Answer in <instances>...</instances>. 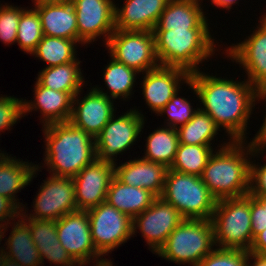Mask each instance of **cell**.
Masks as SVG:
<instances>
[{"instance_id": "1", "label": "cell", "mask_w": 266, "mask_h": 266, "mask_svg": "<svg viewBox=\"0 0 266 266\" xmlns=\"http://www.w3.org/2000/svg\"><path fill=\"white\" fill-rule=\"evenodd\" d=\"M243 80L239 82L199 70L190 74L186 83L197 101L201 102L199 109L207 113L219 128H223L231 141L249 138L247 125L256 105L255 87Z\"/></svg>"}, {"instance_id": "2", "label": "cell", "mask_w": 266, "mask_h": 266, "mask_svg": "<svg viewBox=\"0 0 266 266\" xmlns=\"http://www.w3.org/2000/svg\"><path fill=\"white\" fill-rule=\"evenodd\" d=\"M247 142L228 139L218 144L203 169L200 177L217 200L249 194L253 140Z\"/></svg>"}, {"instance_id": "3", "label": "cell", "mask_w": 266, "mask_h": 266, "mask_svg": "<svg viewBox=\"0 0 266 266\" xmlns=\"http://www.w3.org/2000/svg\"><path fill=\"white\" fill-rule=\"evenodd\" d=\"M44 134V162L49 174L76 176L96 159L95 139L69 121L42 127Z\"/></svg>"}, {"instance_id": "4", "label": "cell", "mask_w": 266, "mask_h": 266, "mask_svg": "<svg viewBox=\"0 0 266 266\" xmlns=\"http://www.w3.org/2000/svg\"><path fill=\"white\" fill-rule=\"evenodd\" d=\"M155 52L160 66L177 67L189 74L211 58L218 43L210 29L153 30ZM215 41V42H214Z\"/></svg>"}, {"instance_id": "5", "label": "cell", "mask_w": 266, "mask_h": 266, "mask_svg": "<svg viewBox=\"0 0 266 266\" xmlns=\"http://www.w3.org/2000/svg\"><path fill=\"white\" fill-rule=\"evenodd\" d=\"M215 246L211 220L184 219L156 254L176 264L197 266Z\"/></svg>"}, {"instance_id": "6", "label": "cell", "mask_w": 266, "mask_h": 266, "mask_svg": "<svg viewBox=\"0 0 266 266\" xmlns=\"http://www.w3.org/2000/svg\"><path fill=\"white\" fill-rule=\"evenodd\" d=\"M161 197L184 219L211 220L217 199L200 176L168 169Z\"/></svg>"}, {"instance_id": "7", "label": "cell", "mask_w": 266, "mask_h": 266, "mask_svg": "<svg viewBox=\"0 0 266 266\" xmlns=\"http://www.w3.org/2000/svg\"><path fill=\"white\" fill-rule=\"evenodd\" d=\"M250 194L217 200L211 222L218 248L249 251L253 242Z\"/></svg>"}, {"instance_id": "8", "label": "cell", "mask_w": 266, "mask_h": 266, "mask_svg": "<svg viewBox=\"0 0 266 266\" xmlns=\"http://www.w3.org/2000/svg\"><path fill=\"white\" fill-rule=\"evenodd\" d=\"M145 120L142 112L135 107L117 118L114 114L95 138L96 159L118 164L117 155H123L124 151L136 143L139 135L141 137Z\"/></svg>"}, {"instance_id": "9", "label": "cell", "mask_w": 266, "mask_h": 266, "mask_svg": "<svg viewBox=\"0 0 266 266\" xmlns=\"http://www.w3.org/2000/svg\"><path fill=\"white\" fill-rule=\"evenodd\" d=\"M104 45L108 48L109 56L139 73L160 66L152 31L114 30Z\"/></svg>"}, {"instance_id": "10", "label": "cell", "mask_w": 266, "mask_h": 266, "mask_svg": "<svg viewBox=\"0 0 266 266\" xmlns=\"http://www.w3.org/2000/svg\"><path fill=\"white\" fill-rule=\"evenodd\" d=\"M87 213L92 240L101 256H109L108 253L133 237L132 218L108 202H102Z\"/></svg>"}, {"instance_id": "11", "label": "cell", "mask_w": 266, "mask_h": 266, "mask_svg": "<svg viewBox=\"0 0 266 266\" xmlns=\"http://www.w3.org/2000/svg\"><path fill=\"white\" fill-rule=\"evenodd\" d=\"M43 182L34 198L33 210L29 214L24 205L20 217L56 221L67 213L77 211L73 178L50 174Z\"/></svg>"}, {"instance_id": "12", "label": "cell", "mask_w": 266, "mask_h": 266, "mask_svg": "<svg viewBox=\"0 0 266 266\" xmlns=\"http://www.w3.org/2000/svg\"><path fill=\"white\" fill-rule=\"evenodd\" d=\"M184 220L179 211L162 197H156L151 206L132 219L133 237L139 230L149 250L156 254L170 233Z\"/></svg>"}, {"instance_id": "13", "label": "cell", "mask_w": 266, "mask_h": 266, "mask_svg": "<svg viewBox=\"0 0 266 266\" xmlns=\"http://www.w3.org/2000/svg\"><path fill=\"white\" fill-rule=\"evenodd\" d=\"M259 19L258 26L248 38L224 48L225 52H222L225 58L245 69L246 80L255 88L266 82V13Z\"/></svg>"}, {"instance_id": "14", "label": "cell", "mask_w": 266, "mask_h": 266, "mask_svg": "<svg viewBox=\"0 0 266 266\" xmlns=\"http://www.w3.org/2000/svg\"><path fill=\"white\" fill-rule=\"evenodd\" d=\"M71 3L77 17L78 44L87 46L101 36L106 44L115 30L114 0H72Z\"/></svg>"}, {"instance_id": "15", "label": "cell", "mask_w": 266, "mask_h": 266, "mask_svg": "<svg viewBox=\"0 0 266 266\" xmlns=\"http://www.w3.org/2000/svg\"><path fill=\"white\" fill-rule=\"evenodd\" d=\"M56 230L62 247L78 265L101 257L92 240L87 211L65 214L56 220Z\"/></svg>"}, {"instance_id": "16", "label": "cell", "mask_w": 266, "mask_h": 266, "mask_svg": "<svg viewBox=\"0 0 266 266\" xmlns=\"http://www.w3.org/2000/svg\"><path fill=\"white\" fill-rule=\"evenodd\" d=\"M82 91L80 90L74 97L69 122L95 139L116 114L115 100L97 92L93 87L80 98Z\"/></svg>"}, {"instance_id": "17", "label": "cell", "mask_w": 266, "mask_h": 266, "mask_svg": "<svg viewBox=\"0 0 266 266\" xmlns=\"http://www.w3.org/2000/svg\"><path fill=\"white\" fill-rule=\"evenodd\" d=\"M114 165L95 159L73 177L77 210L87 211L106 201Z\"/></svg>"}, {"instance_id": "18", "label": "cell", "mask_w": 266, "mask_h": 266, "mask_svg": "<svg viewBox=\"0 0 266 266\" xmlns=\"http://www.w3.org/2000/svg\"><path fill=\"white\" fill-rule=\"evenodd\" d=\"M143 75L141 81L143 99L149 110L156 113L155 115L190 78V74L184 69L165 66H158Z\"/></svg>"}, {"instance_id": "19", "label": "cell", "mask_w": 266, "mask_h": 266, "mask_svg": "<svg viewBox=\"0 0 266 266\" xmlns=\"http://www.w3.org/2000/svg\"><path fill=\"white\" fill-rule=\"evenodd\" d=\"M33 92L34 101L23 100V117L32 111H40L39 120L43 123L42 126L69 121L73 100L77 93L52 90L41 86L37 81Z\"/></svg>"}, {"instance_id": "20", "label": "cell", "mask_w": 266, "mask_h": 266, "mask_svg": "<svg viewBox=\"0 0 266 266\" xmlns=\"http://www.w3.org/2000/svg\"><path fill=\"white\" fill-rule=\"evenodd\" d=\"M168 168L143 158H134L114 165V175L124 184L144 188L161 197Z\"/></svg>"}, {"instance_id": "21", "label": "cell", "mask_w": 266, "mask_h": 266, "mask_svg": "<svg viewBox=\"0 0 266 266\" xmlns=\"http://www.w3.org/2000/svg\"><path fill=\"white\" fill-rule=\"evenodd\" d=\"M169 0H125L116 6L115 30L153 31Z\"/></svg>"}, {"instance_id": "22", "label": "cell", "mask_w": 266, "mask_h": 266, "mask_svg": "<svg viewBox=\"0 0 266 266\" xmlns=\"http://www.w3.org/2000/svg\"><path fill=\"white\" fill-rule=\"evenodd\" d=\"M31 1L39 14L44 35L78 42L77 17L71 2Z\"/></svg>"}, {"instance_id": "23", "label": "cell", "mask_w": 266, "mask_h": 266, "mask_svg": "<svg viewBox=\"0 0 266 266\" xmlns=\"http://www.w3.org/2000/svg\"><path fill=\"white\" fill-rule=\"evenodd\" d=\"M31 229V237L40 254L42 265L44 259L50 261V266H79L62 247L56 230L55 220L21 217Z\"/></svg>"}, {"instance_id": "24", "label": "cell", "mask_w": 266, "mask_h": 266, "mask_svg": "<svg viewBox=\"0 0 266 266\" xmlns=\"http://www.w3.org/2000/svg\"><path fill=\"white\" fill-rule=\"evenodd\" d=\"M41 169L42 165L16 159V156L3 152L0 156V195L11 200L21 210L24 204L19 202L16 194L30 185L38 171L42 172Z\"/></svg>"}, {"instance_id": "25", "label": "cell", "mask_w": 266, "mask_h": 266, "mask_svg": "<svg viewBox=\"0 0 266 266\" xmlns=\"http://www.w3.org/2000/svg\"><path fill=\"white\" fill-rule=\"evenodd\" d=\"M202 1L169 0L153 30L209 29Z\"/></svg>"}, {"instance_id": "26", "label": "cell", "mask_w": 266, "mask_h": 266, "mask_svg": "<svg viewBox=\"0 0 266 266\" xmlns=\"http://www.w3.org/2000/svg\"><path fill=\"white\" fill-rule=\"evenodd\" d=\"M10 226H12L10 235L5 239L6 245L4 244L7 247L6 249L4 246L0 247V250L6 257L22 266H42L40 254L31 237L30 226L20 216L17 222L16 220L13 223L10 222L0 230V241L6 237L4 233Z\"/></svg>"}, {"instance_id": "27", "label": "cell", "mask_w": 266, "mask_h": 266, "mask_svg": "<svg viewBox=\"0 0 266 266\" xmlns=\"http://www.w3.org/2000/svg\"><path fill=\"white\" fill-rule=\"evenodd\" d=\"M155 198L149 190L126 185L114 175L107 191L106 202L133 219L148 209Z\"/></svg>"}, {"instance_id": "28", "label": "cell", "mask_w": 266, "mask_h": 266, "mask_svg": "<svg viewBox=\"0 0 266 266\" xmlns=\"http://www.w3.org/2000/svg\"><path fill=\"white\" fill-rule=\"evenodd\" d=\"M77 58L70 63L58 66L45 67L38 72L36 81L44 87L52 90L68 93H78L83 90L85 79L81 72L80 63Z\"/></svg>"}, {"instance_id": "29", "label": "cell", "mask_w": 266, "mask_h": 266, "mask_svg": "<svg viewBox=\"0 0 266 266\" xmlns=\"http://www.w3.org/2000/svg\"><path fill=\"white\" fill-rule=\"evenodd\" d=\"M110 62L107 63L108 65L105 66L103 70V80L104 84L107 88V91H103L98 85L93 86V88L101 93L106 95L113 100L122 99L124 101H128L130 96L135 92L133 88L135 86L136 79L140 73L137 72L135 69H132L125 64L115 60L113 57L110 56ZM99 87V88H98Z\"/></svg>"}, {"instance_id": "30", "label": "cell", "mask_w": 266, "mask_h": 266, "mask_svg": "<svg viewBox=\"0 0 266 266\" xmlns=\"http://www.w3.org/2000/svg\"><path fill=\"white\" fill-rule=\"evenodd\" d=\"M143 159L171 167L179 146L177 129L169 126L157 127L147 138Z\"/></svg>"}, {"instance_id": "31", "label": "cell", "mask_w": 266, "mask_h": 266, "mask_svg": "<svg viewBox=\"0 0 266 266\" xmlns=\"http://www.w3.org/2000/svg\"><path fill=\"white\" fill-rule=\"evenodd\" d=\"M221 129L215 121L205 112L198 109L193 118L177 129L179 143L186 145L212 146V140Z\"/></svg>"}, {"instance_id": "32", "label": "cell", "mask_w": 266, "mask_h": 266, "mask_svg": "<svg viewBox=\"0 0 266 266\" xmlns=\"http://www.w3.org/2000/svg\"><path fill=\"white\" fill-rule=\"evenodd\" d=\"M77 43L76 40L44 35L31 55L47 63L46 67L70 63L77 59Z\"/></svg>"}, {"instance_id": "33", "label": "cell", "mask_w": 266, "mask_h": 266, "mask_svg": "<svg viewBox=\"0 0 266 266\" xmlns=\"http://www.w3.org/2000/svg\"><path fill=\"white\" fill-rule=\"evenodd\" d=\"M214 149L212 146L179 143L174 161L169 169L201 176L209 158L215 152Z\"/></svg>"}, {"instance_id": "34", "label": "cell", "mask_w": 266, "mask_h": 266, "mask_svg": "<svg viewBox=\"0 0 266 266\" xmlns=\"http://www.w3.org/2000/svg\"><path fill=\"white\" fill-rule=\"evenodd\" d=\"M44 37L39 14L35 8H25L17 29L16 43L24 53L30 54Z\"/></svg>"}, {"instance_id": "35", "label": "cell", "mask_w": 266, "mask_h": 266, "mask_svg": "<svg viewBox=\"0 0 266 266\" xmlns=\"http://www.w3.org/2000/svg\"><path fill=\"white\" fill-rule=\"evenodd\" d=\"M179 91L171 98V100L163 107L157 114V116L168 115L165 126H169L174 129L185 125L190 119L193 118L199 107L193 108L191 102L185 97L179 96Z\"/></svg>"}, {"instance_id": "36", "label": "cell", "mask_w": 266, "mask_h": 266, "mask_svg": "<svg viewBox=\"0 0 266 266\" xmlns=\"http://www.w3.org/2000/svg\"><path fill=\"white\" fill-rule=\"evenodd\" d=\"M248 251L216 247L197 266H247Z\"/></svg>"}, {"instance_id": "37", "label": "cell", "mask_w": 266, "mask_h": 266, "mask_svg": "<svg viewBox=\"0 0 266 266\" xmlns=\"http://www.w3.org/2000/svg\"><path fill=\"white\" fill-rule=\"evenodd\" d=\"M25 8L0 4V41L6 46L16 43L20 15Z\"/></svg>"}, {"instance_id": "38", "label": "cell", "mask_w": 266, "mask_h": 266, "mask_svg": "<svg viewBox=\"0 0 266 266\" xmlns=\"http://www.w3.org/2000/svg\"><path fill=\"white\" fill-rule=\"evenodd\" d=\"M266 141H253V155L250 162V195H266V163H253L254 158H266ZM259 155V156H258ZM266 155V154H265ZM262 156V157H261ZM266 161V160H265Z\"/></svg>"}, {"instance_id": "39", "label": "cell", "mask_w": 266, "mask_h": 266, "mask_svg": "<svg viewBox=\"0 0 266 266\" xmlns=\"http://www.w3.org/2000/svg\"><path fill=\"white\" fill-rule=\"evenodd\" d=\"M23 117V98L0 96V132L9 131ZM1 134V133H0Z\"/></svg>"}, {"instance_id": "40", "label": "cell", "mask_w": 266, "mask_h": 266, "mask_svg": "<svg viewBox=\"0 0 266 266\" xmlns=\"http://www.w3.org/2000/svg\"><path fill=\"white\" fill-rule=\"evenodd\" d=\"M252 238L266 229V210L250 195Z\"/></svg>"}, {"instance_id": "41", "label": "cell", "mask_w": 266, "mask_h": 266, "mask_svg": "<svg viewBox=\"0 0 266 266\" xmlns=\"http://www.w3.org/2000/svg\"><path fill=\"white\" fill-rule=\"evenodd\" d=\"M21 210L9 199L0 195V230L19 218Z\"/></svg>"}, {"instance_id": "42", "label": "cell", "mask_w": 266, "mask_h": 266, "mask_svg": "<svg viewBox=\"0 0 266 266\" xmlns=\"http://www.w3.org/2000/svg\"><path fill=\"white\" fill-rule=\"evenodd\" d=\"M255 100L256 105L260 101L266 102V82L260 84L258 87L255 88ZM259 101V102H258ZM266 107V104H265ZM266 110V108H265ZM263 123L261 124L260 128L257 131V134L253 137V141H266V111L264 114Z\"/></svg>"}, {"instance_id": "43", "label": "cell", "mask_w": 266, "mask_h": 266, "mask_svg": "<svg viewBox=\"0 0 266 266\" xmlns=\"http://www.w3.org/2000/svg\"><path fill=\"white\" fill-rule=\"evenodd\" d=\"M249 252L266 255V229L253 238Z\"/></svg>"}, {"instance_id": "44", "label": "cell", "mask_w": 266, "mask_h": 266, "mask_svg": "<svg viewBox=\"0 0 266 266\" xmlns=\"http://www.w3.org/2000/svg\"><path fill=\"white\" fill-rule=\"evenodd\" d=\"M248 265L249 266H266V255L256 254V253L248 251Z\"/></svg>"}, {"instance_id": "45", "label": "cell", "mask_w": 266, "mask_h": 266, "mask_svg": "<svg viewBox=\"0 0 266 266\" xmlns=\"http://www.w3.org/2000/svg\"><path fill=\"white\" fill-rule=\"evenodd\" d=\"M211 5L213 4V7L222 8L226 10H231L234 4H238L239 0H210Z\"/></svg>"}, {"instance_id": "46", "label": "cell", "mask_w": 266, "mask_h": 266, "mask_svg": "<svg viewBox=\"0 0 266 266\" xmlns=\"http://www.w3.org/2000/svg\"><path fill=\"white\" fill-rule=\"evenodd\" d=\"M93 263V266H113V261L111 259L103 258V256L93 259L91 261L79 264V266H86V265H91L90 263ZM92 266V265H91Z\"/></svg>"}, {"instance_id": "47", "label": "cell", "mask_w": 266, "mask_h": 266, "mask_svg": "<svg viewBox=\"0 0 266 266\" xmlns=\"http://www.w3.org/2000/svg\"><path fill=\"white\" fill-rule=\"evenodd\" d=\"M3 266H22L18 262L6 257L3 253Z\"/></svg>"}, {"instance_id": "48", "label": "cell", "mask_w": 266, "mask_h": 266, "mask_svg": "<svg viewBox=\"0 0 266 266\" xmlns=\"http://www.w3.org/2000/svg\"><path fill=\"white\" fill-rule=\"evenodd\" d=\"M266 210V195H252Z\"/></svg>"}, {"instance_id": "49", "label": "cell", "mask_w": 266, "mask_h": 266, "mask_svg": "<svg viewBox=\"0 0 266 266\" xmlns=\"http://www.w3.org/2000/svg\"><path fill=\"white\" fill-rule=\"evenodd\" d=\"M40 1H48V2H71L72 0H40Z\"/></svg>"}, {"instance_id": "50", "label": "cell", "mask_w": 266, "mask_h": 266, "mask_svg": "<svg viewBox=\"0 0 266 266\" xmlns=\"http://www.w3.org/2000/svg\"><path fill=\"white\" fill-rule=\"evenodd\" d=\"M0 266H3V252L0 250Z\"/></svg>"}]
</instances>
